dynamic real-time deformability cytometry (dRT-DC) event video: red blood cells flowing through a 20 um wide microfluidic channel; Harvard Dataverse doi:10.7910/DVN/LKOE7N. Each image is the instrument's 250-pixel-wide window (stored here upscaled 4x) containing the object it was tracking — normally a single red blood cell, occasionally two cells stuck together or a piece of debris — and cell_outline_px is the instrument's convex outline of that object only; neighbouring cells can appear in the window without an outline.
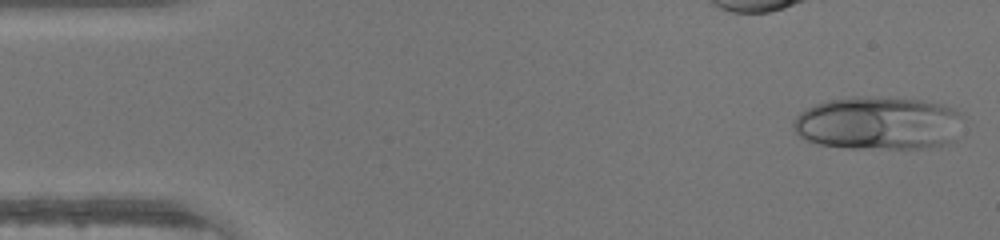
{"species": "human", "species_latin": "Homo sapiens", "temperature_condition": "warm", "stored_images_in_passage": 45, "camera_frame_rate_fps": 3000, "um_per_image_px": 0.085, "donor": {"sex": "male"}, "frame": {"image": 1, "passage_image": 1, "time_ms": 0.0, "image_size_px": [1000, 240], "cell_outline_px": [[960, 116], [956, 140], [948, 144], [924, 148], [848, 148], [820, 144], [808, 140], [800, 136], [792, 128], [792, 120], [800, 112], [816, 104], [828, 100], [852, 96], [888, 96], [920, 100], [944, 104], [956, 108], [960, 112]], "centroid_in_image_um": [74.67, 10.45], "position_along_channel_um": 10.3, "area_um2": 53.23}}
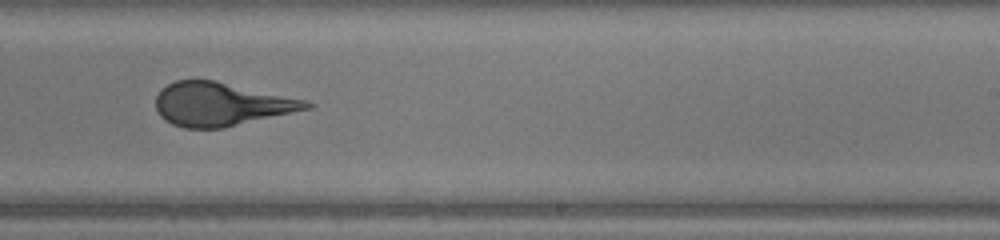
{"frame": {"image": 2, "passage_image": 27, "time_ms": 8.667, "image_size_px": [1000, 240], "cell_outline_px": [[316, 104], [312, 108], [224, 128], [184, 128], [172, 124], [164, 120], [156, 112], [156, 96], [160, 88], [176, 80], [216, 80], [308, 100]], "centroid_in_image_um": [18.8, 8.85], "position_along_channel_um": 270.2, "area_um2": 38.55}}
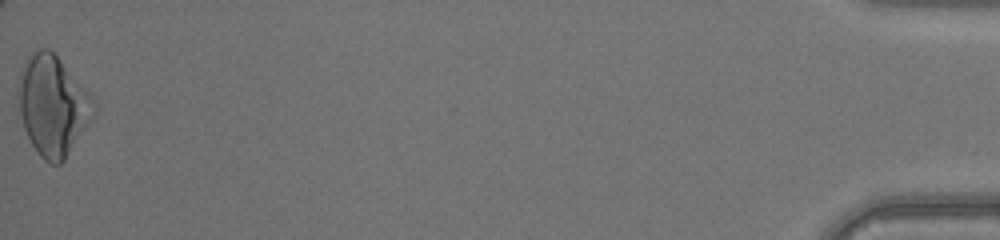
{"frame": {"image": 3, "passage_image": 45, "time_ms": 14.667, "image_size_px": [1000, 240], "cell_outline_px": [[96, 112], [64, 160], [60, 164], [52, 164], [44, 160], [36, 152], [24, 128], [20, 112], [16, 92], [20, 72], [28, 56], [32, 52], [40, 48], [48, 48], [56, 56], [92, 96], [96, 104]], "centroid_in_image_um": [4.46, 8.97], "position_along_channel_um": 430.7, "area_um2": 43.58}}